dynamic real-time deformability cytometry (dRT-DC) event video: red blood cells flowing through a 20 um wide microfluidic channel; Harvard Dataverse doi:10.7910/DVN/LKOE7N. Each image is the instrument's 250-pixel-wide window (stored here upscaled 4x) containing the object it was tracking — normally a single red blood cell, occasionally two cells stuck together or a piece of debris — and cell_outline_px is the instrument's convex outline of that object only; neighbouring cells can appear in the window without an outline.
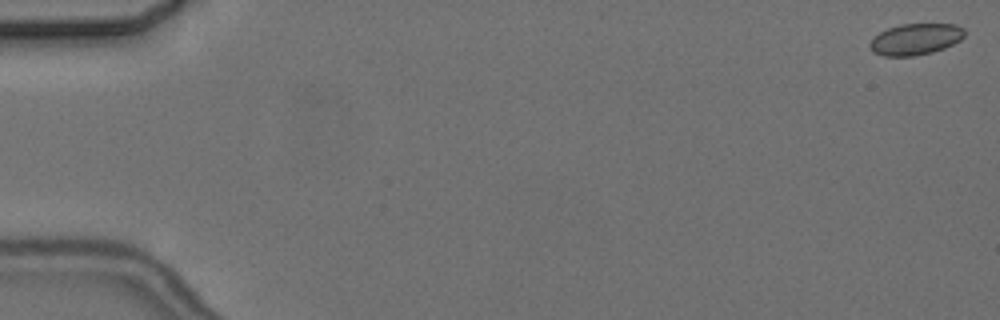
{"species": "common noctule bat (a hibernating species)", "species_latin": "Nyctalus noctula", "temperature_condition": "cold", "stored_images_in_passage": 5, "camera_frame_rate_fps": 3000, "um_per_image_px": 0.085, "animal": {"sex": "female", "body_mass_g": 24.6, "forearm_length_mm": 56.2}, "frame": {"image": 1, "passage_image": 1, "time_ms": 0.0, "image_size_px": [1000, 320], "cell_outline_px": [[964, 36], [960, 40], [944, 48], [932, 52], [912, 56], [884, 56], [872, 52], [868, 48], [868, 44], [872, 36], [888, 28], [900, 24], [956, 24], [964, 28]], "centroid_in_image_um": [77.76, 3.33], "position_along_channel_um": 7.2, "area_um2": 17.46}}